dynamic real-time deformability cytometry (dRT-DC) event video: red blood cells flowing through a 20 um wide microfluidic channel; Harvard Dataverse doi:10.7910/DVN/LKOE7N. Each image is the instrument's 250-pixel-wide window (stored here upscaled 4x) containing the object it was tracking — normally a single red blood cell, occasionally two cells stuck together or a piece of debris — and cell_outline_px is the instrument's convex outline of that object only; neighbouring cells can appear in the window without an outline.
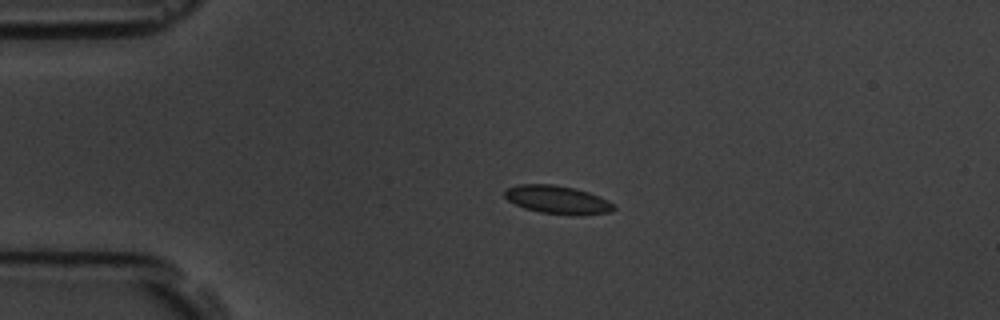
{"species": "common noctule bat (a hibernating species)", "species_latin": "Nyctalus noctula", "temperature_condition": "room temperature", "stored_images_in_passage": 2, "camera_frame_rate_fps": 3000, "um_per_image_px": 0.085, "animal": {"sex": "male", "body_mass_g": 19.5, "forearm_length_mm": 54.6}, "frame": {"image": 1, "passage_image": 1, "time_ms": 0.0, "image_size_px": [1000, 320], "cell_outline_px": [[616, 208], [608, 212], [580, 216], [572, 216], [540, 212], [524, 208], [508, 200], [504, 196], [504, 192], [508, 188], [520, 184], [552, 184], [576, 188], [600, 196], [616, 204]], "centroid_in_image_um": [47.43, 16.99], "position_along_channel_um": 37.6, "area_um2": 18.15}}